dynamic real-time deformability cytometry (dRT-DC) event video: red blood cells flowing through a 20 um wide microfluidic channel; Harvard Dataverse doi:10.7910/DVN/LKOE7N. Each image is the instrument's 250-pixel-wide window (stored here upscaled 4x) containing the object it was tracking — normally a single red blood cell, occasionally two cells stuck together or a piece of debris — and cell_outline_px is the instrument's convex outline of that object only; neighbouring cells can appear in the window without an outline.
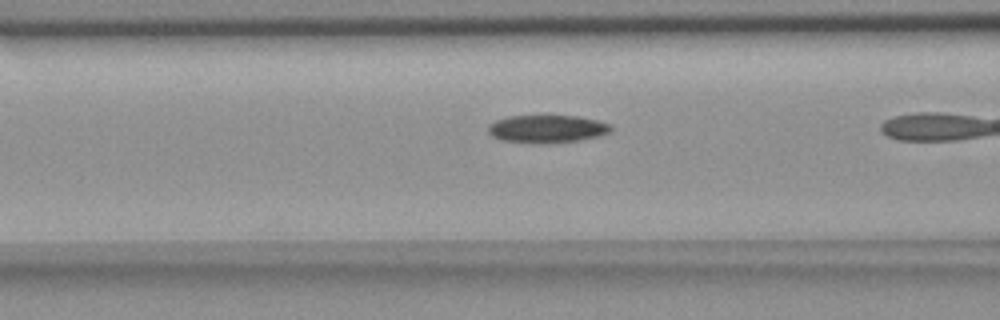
{"species": "common noctule bat (a hibernating species)", "species_latin": "Nyctalus noctula", "temperature_condition": "room temperature", "stored_images_in_passage": 29, "camera_frame_rate_fps": 3000, "um_per_image_px": 0.085, "animal": {"sex": "female", "body_mass_g": 18.4}, "frame": {"image": 1, "passage_image": 7, "time_ms": 2.0, "image_size_px": [1000, 320], "cell_outline_px": [[612, 132], [600, 136], [580, 140], [500, 140], [492, 136], [488, 132], [488, 124], [496, 120], [508, 116], [576, 116], [596, 120], [612, 124]], "centroid_in_image_um": [46.54, 10.9], "position_along_channel_um": 120.1, "area_um2": 18.9}}
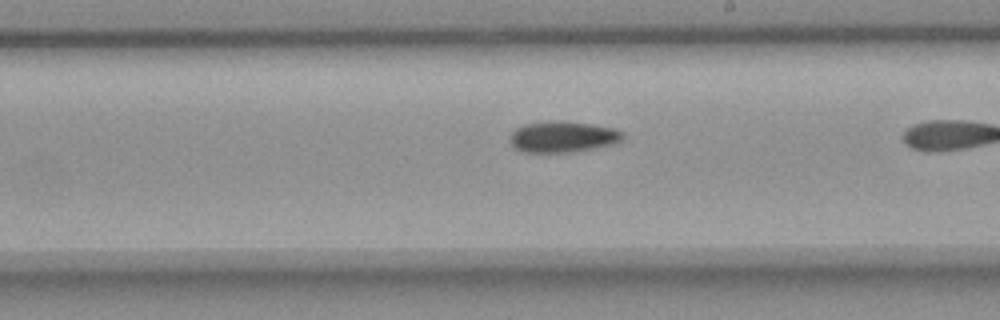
{"frame": {"image": 2, "passage_image": 17, "time_ms": 5.333, "image_size_px": [1000, 320], "cell_outline_px": [[624, 140], [620, 144], [568, 152], [520, 152], [512, 144], [512, 132], [516, 128], [524, 124], [548, 120], [564, 120], [612, 128], [624, 132]], "centroid_in_image_um": [47.9, 11.62], "position_along_channel_um": 241.1, "area_um2": 20.63}}
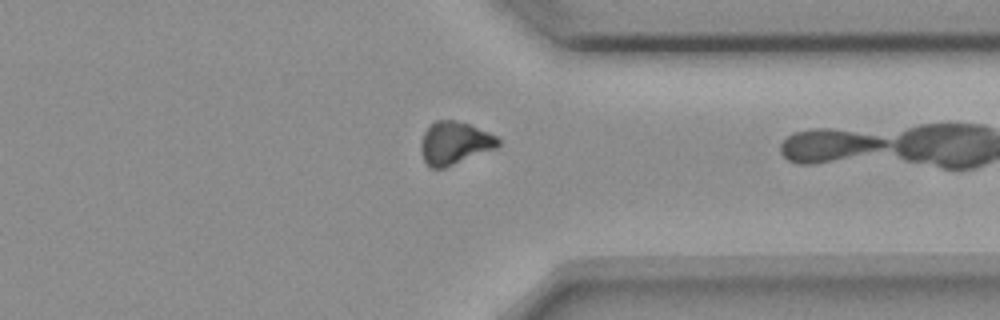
{"frame": {"image": 3, "passage_image": 28, "time_ms": 9.0, "image_size_px": [1000, 320], "cell_outline_px": [[500, 144], [496, 148], [444, 168], [432, 168], [424, 160], [420, 148], [420, 140], [424, 132], [436, 120], [456, 120], [468, 124], [488, 132], [496, 136], [500, 140]], "centroid_in_image_um": [38.63, 12.15], "position_along_channel_um": 372.8, "area_um2": 19.07}}